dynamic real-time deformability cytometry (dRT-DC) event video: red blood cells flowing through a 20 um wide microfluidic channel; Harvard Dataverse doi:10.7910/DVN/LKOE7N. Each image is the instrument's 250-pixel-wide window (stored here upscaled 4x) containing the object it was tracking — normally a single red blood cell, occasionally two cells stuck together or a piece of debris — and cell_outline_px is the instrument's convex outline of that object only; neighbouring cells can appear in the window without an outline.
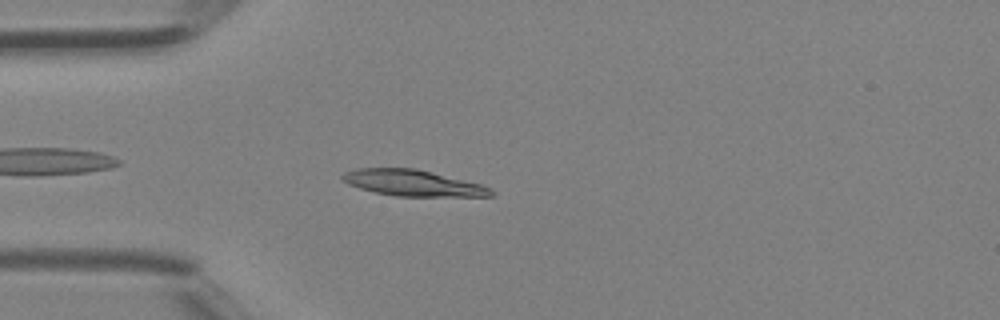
{"species": "Egyptian fruit bat (a non-hibernating species)", "species_latin": "Rousettus aegyptiacus", "temperature_condition": "room temperature", "stored_images_in_passage": 34, "camera_frame_rate_fps": 3000, "um_per_image_px": 0.085, "animal": {"sex": "female"}, "frame": {"image": 1, "passage_image": 3, "time_ms": 0.667, "image_size_px": [1000, 320], "cell_outline_px": [[496, 192], [492, 196], [396, 196], [376, 192], [360, 188], [348, 184], [340, 176], [344, 172], [356, 168], [416, 168], [480, 184], [492, 188]], "centroid_in_image_um": [35.1, 15.55], "position_along_channel_um": 49.9, "area_um2": 22.48}}
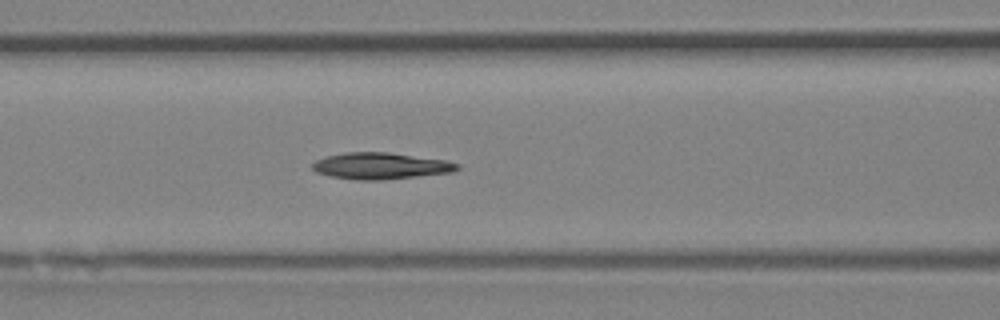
{"frame": {"image": 2, "passage_image": 9, "time_ms": 2.667, "image_size_px": [1000, 320], "cell_outline_px": [[460, 168], [456, 172], [380, 180], [356, 180], [332, 176], [316, 172], [312, 168], [312, 164], [316, 160], [324, 156], [344, 152], [388, 152], [448, 160], [460, 164]], "centroid_in_image_um": [32.39, 14.09], "position_along_channel_um": 134.2, "area_um2": 22.6}}
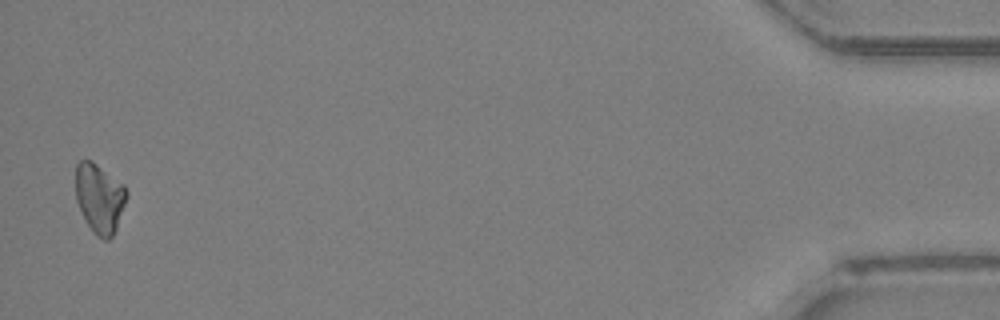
{"frame": {"image": 3, "passage_image": 33, "time_ms": 10.667, "image_size_px": [1000, 320], "cell_outline_px": [[128, 196], [116, 228], [112, 236], [108, 240], [104, 240], [96, 236], [92, 232], [84, 220], [76, 200], [76, 164], [80, 160], [92, 160], [124, 184], [128, 192]], "centroid_in_image_um": [8.46, 16.85], "position_along_channel_um": 426.7, "area_um2": 20.87}}